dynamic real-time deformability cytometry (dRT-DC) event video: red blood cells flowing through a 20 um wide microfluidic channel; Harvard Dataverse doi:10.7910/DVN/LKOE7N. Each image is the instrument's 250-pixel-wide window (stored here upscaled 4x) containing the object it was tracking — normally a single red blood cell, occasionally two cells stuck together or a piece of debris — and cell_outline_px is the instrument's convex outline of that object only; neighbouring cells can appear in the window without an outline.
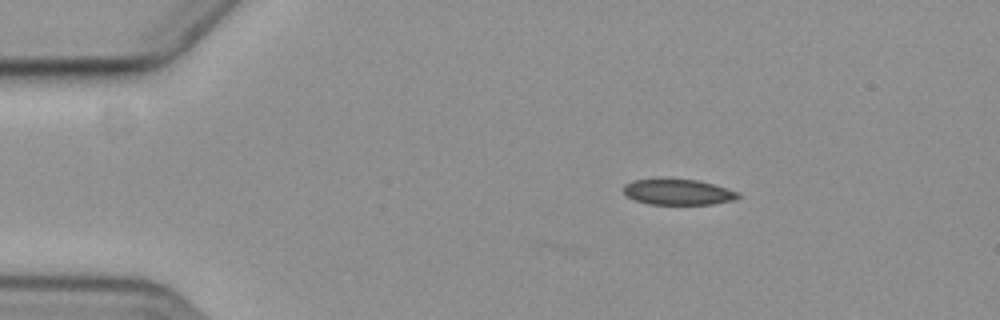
{"species": "common noctule bat (a hibernating species)", "species_latin": "Nyctalus noctula", "temperature_condition": "cold", "stored_images_in_passage": 4, "camera_frame_rate_fps": 3000, "um_per_image_px": 0.085, "animal": {"sex": "female", "body_mass_g": 19.3, "forearm_length_mm": 54.1}, "frame": {"image": 1, "passage_image": 1, "time_ms": 0.0, "image_size_px": [1000, 320], "cell_outline_px": [[740, 196], [732, 200], [712, 204], [648, 204], [636, 200], [628, 196], [624, 192], [624, 184], [632, 180], [660, 176], [696, 180], [712, 184], [740, 192]], "centroid_in_image_um": [57.57, 16.28], "position_along_channel_um": 27.4, "area_um2": 17.63}}